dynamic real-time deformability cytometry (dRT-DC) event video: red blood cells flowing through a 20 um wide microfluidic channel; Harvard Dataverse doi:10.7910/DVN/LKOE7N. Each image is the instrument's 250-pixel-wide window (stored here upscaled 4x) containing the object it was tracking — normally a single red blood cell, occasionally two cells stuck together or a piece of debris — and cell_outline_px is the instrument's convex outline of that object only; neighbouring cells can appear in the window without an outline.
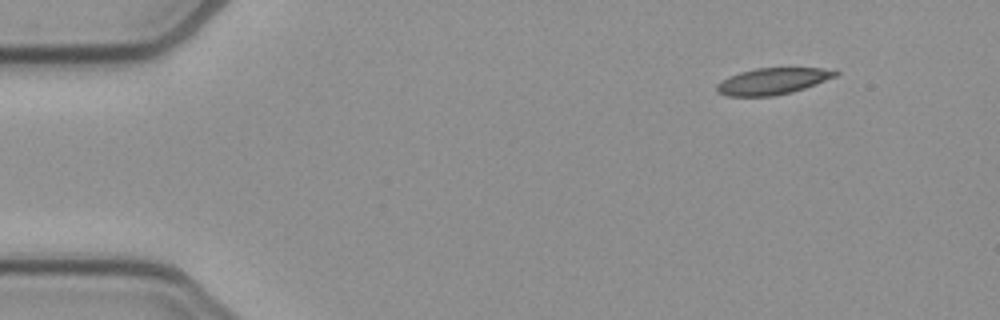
{"species": "common noctule bat (a hibernating species)", "species_latin": "Nyctalus noctula", "temperature_condition": "cold", "stored_images_in_passage": 11, "camera_frame_rate_fps": 3000, "um_per_image_px": 0.085, "animal": {"sex": "female", "body_mass_g": 21.9}, "frame": {"image": 1, "passage_image": 1, "time_ms": 0.0, "image_size_px": [1000, 320], "cell_outline_px": [[840, 72], [836, 76], [816, 84], [792, 92], [772, 96], [728, 96], [716, 92], [716, 84], [720, 80], [728, 76], [740, 72], [756, 68], [820, 68]], "centroid_in_image_um": [65.61, 6.9], "position_along_channel_um": 19.4, "area_um2": 18.26}}
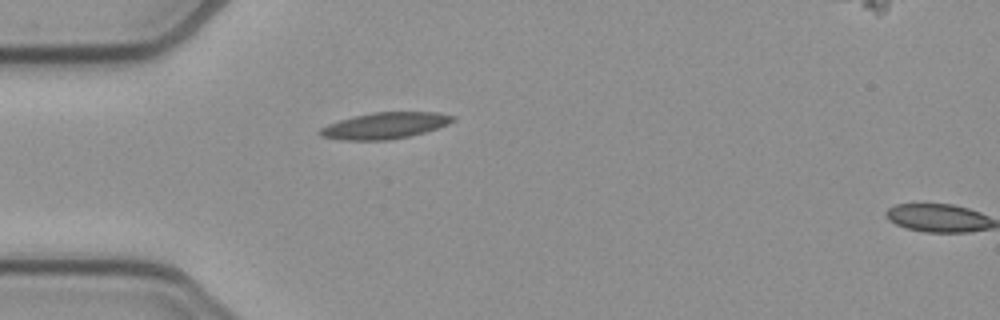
{"frame": {"image": 2, "passage_image": 10, "time_ms": 3.0, "image_size_px": [1000, 320], "cell_outline_px": [[456, 120], [448, 124], [424, 132], [408, 136], [388, 140], [340, 140], [320, 136], [316, 132], [320, 128], [328, 124], [352, 116], [372, 112], [436, 112], [456, 116]], "centroid_in_image_um": [32.68, 10.67], "position_along_channel_um": 52.3, "area_um2": 20.46}}